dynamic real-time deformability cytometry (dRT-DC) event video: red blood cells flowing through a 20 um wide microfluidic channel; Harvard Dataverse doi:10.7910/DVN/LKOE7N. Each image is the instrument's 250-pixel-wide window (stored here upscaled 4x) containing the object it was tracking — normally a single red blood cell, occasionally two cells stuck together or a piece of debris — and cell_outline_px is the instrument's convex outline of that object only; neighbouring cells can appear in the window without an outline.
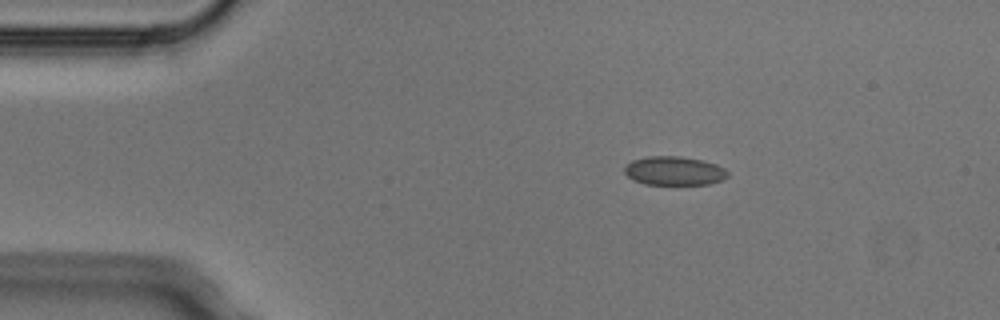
{"species": "Egyptian fruit bat (a non-hibernating species)", "species_latin": "Rousettus aegyptiacus", "temperature_condition": "cold", "stored_images_in_passage": 7, "camera_frame_rate_fps": 3000, "um_per_image_px": 0.085, "animal": {"sex": "male"}, "frame": {"image": 1, "passage_image": 1, "time_ms": 0.0, "image_size_px": [1000, 320], "cell_outline_px": [[728, 176], [724, 180], [708, 184], [644, 184], [632, 180], [624, 172], [624, 164], [632, 160], [648, 156], [680, 156], [704, 160], [716, 164], [724, 168], [728, 172]], "centroid_in_image_um": [57.29, 14.51], "position_along_channel_um": 27.7, "area_um2": 17.57}}
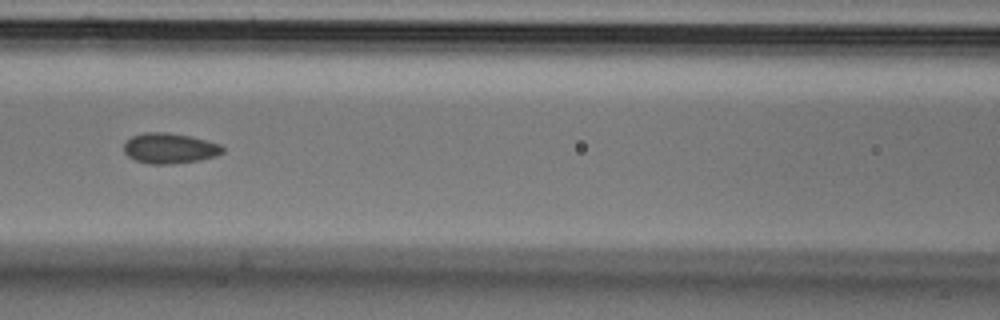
{"frame": {"image": 2, "passage_image": 5, "time_ms": 1.333, "image_size_px": [1000, 320], "cell_outline_px": [[224, 152], [216, 156], [200, 160], [168, 164], [148, 164], [136, 160], [128, 156], [124, 152], [124, 144], [132, 136], [144, 132], [168, 132], [192, 136], [220, 144], [224, 148]], "centroid_in_image_um": [14.43, 12.6], "position_along_channel_um": 152.2, "area_um2": 17.57}}
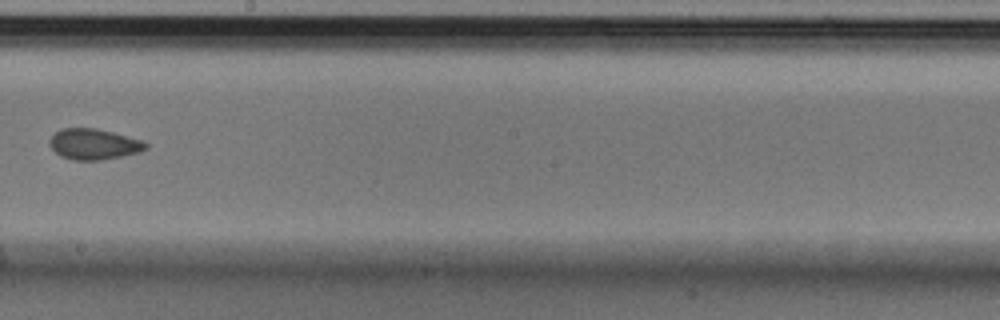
{"frame": {"image": 3, "passage_image": 7, "time_ms": 2.0, "image_size_px": [1000, 320], "cell_outline_px": [[148, 148], [140, 152], [100, 160], [72, 160], [60, 156], [48, 144], [48, 140], [60, 128], [96, 128], [144, 140], [148, 144]], "centroid_in_image_um": [7.97, 12.25], "position_along_channel_um": 240.2, "area_um2": 17.34}}